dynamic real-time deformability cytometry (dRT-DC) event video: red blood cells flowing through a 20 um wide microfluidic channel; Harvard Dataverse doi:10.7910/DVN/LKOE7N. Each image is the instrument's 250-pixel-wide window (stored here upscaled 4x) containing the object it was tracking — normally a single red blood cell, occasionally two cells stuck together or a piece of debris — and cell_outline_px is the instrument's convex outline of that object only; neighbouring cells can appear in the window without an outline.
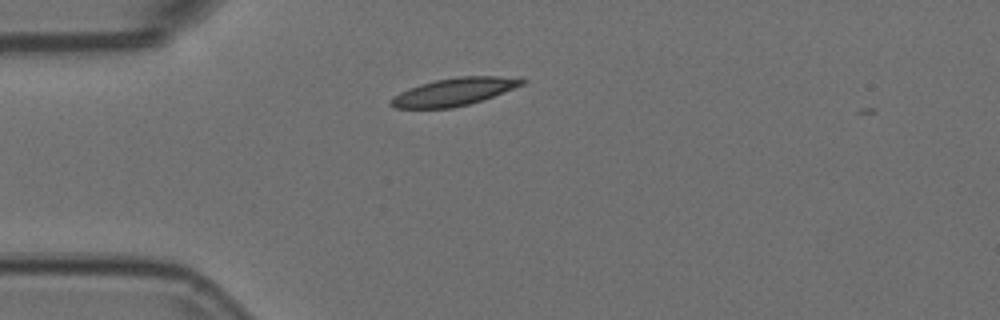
{"species": "Egyptian fruit bat (a non-hibernating species)", "species_latin": "Rousettus aegyptiacus", "temperature_condition": "room temperature", "stored_images_in_passage": 3, "camera_frame_rate_fps": 3000, "um_per_image_px": 0.085, "animal": {"sex": "female"}, "frame": {"image": 1, "passage_image": 2, "time_ms": 0.333, "image_size_px": [1000, 320], "cell_outline_px": [[528, 80], [524, 84], [492, 96], [468, 104], [452, 108], [396, 108], [388, 104], [392, 96], [408, 88], [420, 84], [436, 80], [456, 76], [500, 76]], "centroid_in_image_um": [38.53, 7.8], "position_along_channel_um": 46.5, "area_um2": 20.92}}